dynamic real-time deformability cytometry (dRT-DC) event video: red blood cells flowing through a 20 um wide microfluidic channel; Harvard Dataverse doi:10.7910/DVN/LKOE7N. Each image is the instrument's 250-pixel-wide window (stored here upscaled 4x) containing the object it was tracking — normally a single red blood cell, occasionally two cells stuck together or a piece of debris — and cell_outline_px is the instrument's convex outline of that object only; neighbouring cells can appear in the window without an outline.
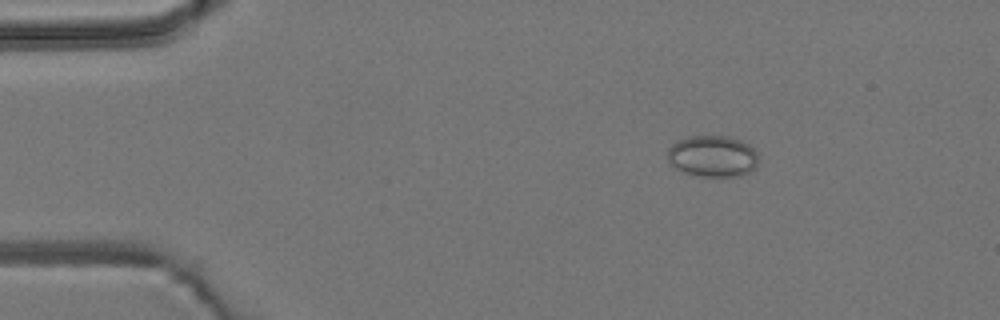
{"species": "common noctule bat (a hibernating species)", "species_latin": "Nyctalus noctula", "temperature_condition": "room temperature", "stored_images_in_passage": 6, "camera_frame_rate_fps": 3000, "um_per_image_px": 0.085, "animal": {"sex": "male", "body_mass_g": 19.2, "forearm_length_mm": 51.8}, "frame": {"image": 1, "passage_image": 1, "time_ms": 0.0, "image_size_px": [1000, 320], "cell_outline_px": [[756, 168], [740, 176], [696, 176], [684, 172], [676, 168], [668, 160], [668, 148], [676, 140], [688, 136], [728, 136], [740, 140], [748, 144], [756, 152]], "centroid_in_image_um": [60.55, 13.27], "position_along_channel_um": 24.5, "area_um2": 21.91}}
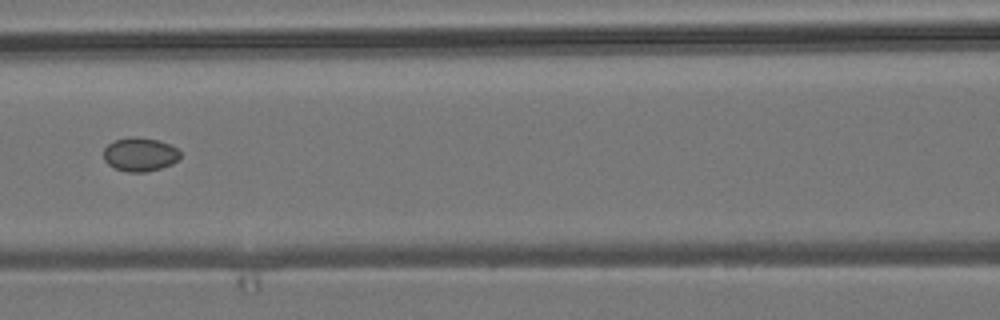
{"frame": {"image": 2, "passage_image": 5, "time_ms": 5.0, "image_size_px": [1000, 320], "cell_outline_px": [[180, 156], [172, 164], [160, 168], [144, 172], [128, 172], [116, 168], [108, 164], [104, 160], [104, 148], [108, 144], [116, 140], [132, 136], [136, 136], [156, 140], [168, 144], [176, 148], [180, 152]], "centroid_in_image_um": [11.88, 13.12], "position_along_channel_um": 154.7, "area_um2": 14.85}}
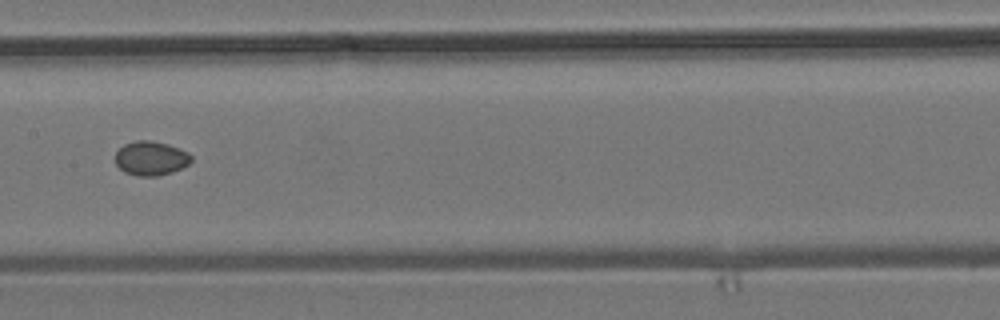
{"frame": {"image": 3, "passage_image": 6, "time_ms": 6.0, "image_size_px": [1000, 320], "cell_outline_px": [[192, 160], [188, 164], [172, 172], [160, 176], [136, 176], [124, 172], [116, 164], [116, 152], [124, 144], [136, 140], [148, 140], [168, 144], [188, 152], [192, 156]], "centroid_in_image_um": [12.82, 13.46], "position_along_channel_um": 194.6, "area_um2": 15.14}}